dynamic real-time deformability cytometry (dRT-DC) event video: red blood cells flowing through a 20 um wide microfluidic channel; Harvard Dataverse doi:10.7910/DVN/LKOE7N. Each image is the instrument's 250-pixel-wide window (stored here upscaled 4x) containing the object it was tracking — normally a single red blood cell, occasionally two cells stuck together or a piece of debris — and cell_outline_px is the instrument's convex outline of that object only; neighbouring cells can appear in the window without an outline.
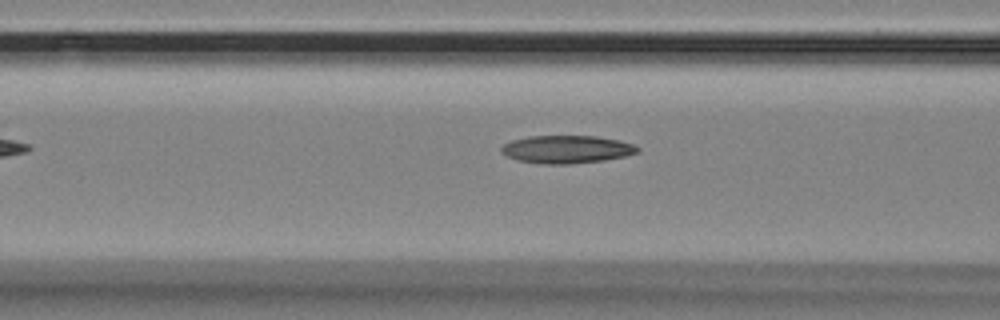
{"species": "Egyptian fruit bat (a non-hibernating species)", "species_latin": "Rousettus aegyptiacus", "temperature_condition": "room temperature", "stored_images_in_passage": 9, "camera_frame_rate_fps": 3000, "um_per_image_px": 0.085, "animal": {"sex": "female"}, "frame": {"image": 1, "passage_image": 7, "time_ms": 2.0, "image_size_px": [1000, 320], "cell_outline_px": [[640, 152], [624, 156], [604, 160], [568, 164], [548, 164], [516, 160], [500, 152], [500, 148], [504, 144], [512, 140], [528, 136], [596, 136], [620, 140], [632, 144], [640, 148]], "centroid_in_image_um": [48.17, 12.69], "position_along_channel_um": 118.4, "area_um2": 22.08}}